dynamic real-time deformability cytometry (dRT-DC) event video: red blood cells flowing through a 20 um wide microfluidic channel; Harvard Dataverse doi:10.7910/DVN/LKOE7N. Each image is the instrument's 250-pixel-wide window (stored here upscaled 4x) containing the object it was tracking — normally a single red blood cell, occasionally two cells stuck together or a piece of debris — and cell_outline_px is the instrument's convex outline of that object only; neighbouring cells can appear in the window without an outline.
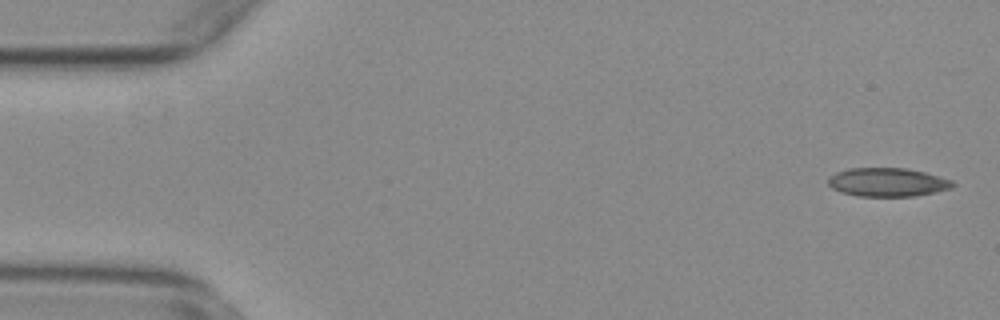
{"species": "common noctule bat (a hibernating species)", "species_latin": "Nyctalus noctula", "temperature_condition": "warm", "stored_images_in_passage": 55, "camera_frame_rate_fps": 3000, "um_per_image_px": 0.085, "animal": {"sex": "female", "body_mass_g": 29.2, "forearm_length_mm": 56.3}, "frame": {"image": 1, "passage_image": 2, "time_ms": 0.333, "image_size_px": [1000, 320], "cell_outline_px": [[956, 184], [952, 188], [936, 192], [916, 196], [860, 196], [840, 192], [832, 188], [828, 184], [828, 176], [836, 172], [848, 168], [908, 168], [924, 172], [952, 180]], "centroid_in_image_um": [75.44, 15.48], "position_along_channel_um": 9.6, "area_um2": 20.92}}
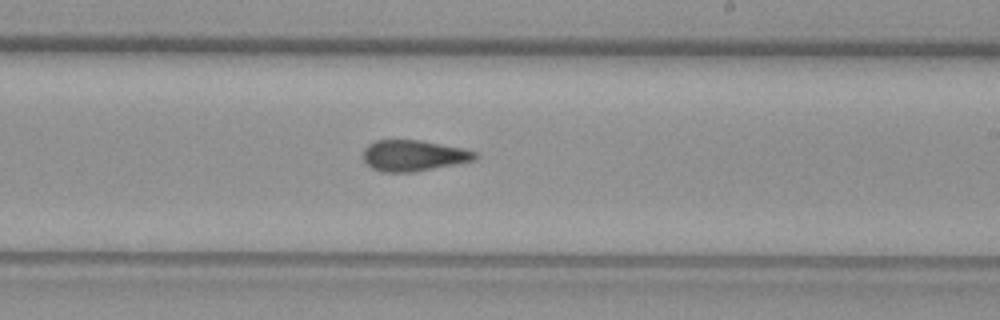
{"frame": {"image": 2, "passage_image": 32, "time_ms": 10.333, "image_size_px": [1000, 320], "cell_outline_px": [[480, 156], [476, 160], [416, 172], [380, 172], [364, 164], [364, 148], [368, 144], [376, 140], [420, 140], [464, 148], [476, 152]], "centroid_in_image_um": [35.16, 13.23], "position_along_channel_um": 253.8, "area_um2": 20.52}}
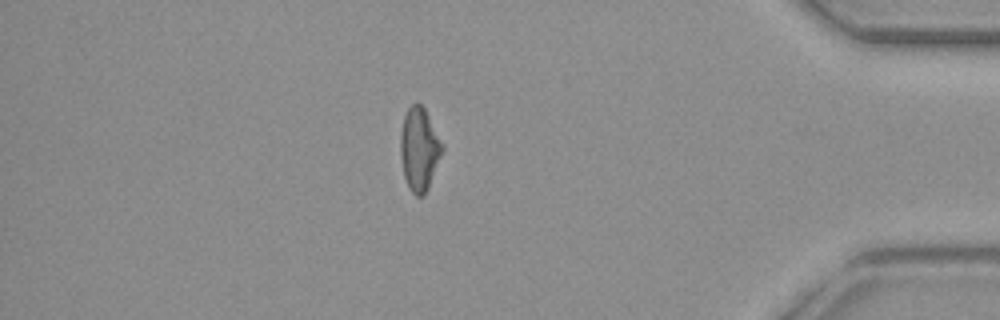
{"frame": {"image": 3, "passage_image": 47, "time_ms": 15.333, "image_size_px": [1000, 320], "cell_outline_px": [[444, 148], [428, 188], [424, 196], [416, 196], [412, 192], [404, 176], [400, 156], [400, 132], [404, 116], [408, 108], [412, 104], [420, 104], [424, 108], [444, 144]], "centroid_in_image_um": [35.64, 12.67], "position_along_channel_um": 399.6, "area_um2": 20.17}, "authors_computed_cell_mechanics": {"area_um2": 20.7502, "velocity_mm_per_s": 3.7644, "shape_relaxation_time_tau1_ms": null, "shape_relaxation_time_tau2_ms": 2.9102, "deformation_change_tau1": null, "deformation_change_tau2": 0.0897}}